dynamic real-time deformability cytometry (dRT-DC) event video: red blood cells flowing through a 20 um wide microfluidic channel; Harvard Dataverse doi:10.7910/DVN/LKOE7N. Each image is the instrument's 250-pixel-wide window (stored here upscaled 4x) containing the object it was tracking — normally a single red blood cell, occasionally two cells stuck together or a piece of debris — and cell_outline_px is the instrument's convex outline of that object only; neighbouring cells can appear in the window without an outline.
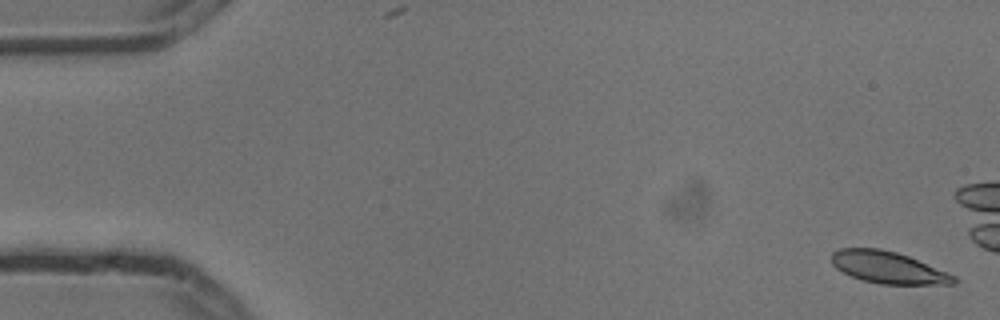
{"species": "common noctule bat (a hibernating species)", "species_latin": "Nyctalus noctula", "temperature_condition": "cold", "stored_images_in_passage": 6, "camera_frame_rate_fps": 3000, "um_per_image_px": 0.085, "animal": {"sex": "male", "body_mass_g": 13.3}, "frame": {"image": 1, "passage_image": 1, "time_ms": 0.0, "image_size_px": [1000, 320], "cell_outline_px": [[956, 284], [880, 284], [864, 280], [852, 276], [836, 268], [832, 264], [832, 252], [840, 248], [880, 248], [896, 252], [908, 256], [956, 276]], "centroid_in_image_um": [75.48, 22.73], "position_along_channel_um": 9.5, "area_um2": 22.48}}